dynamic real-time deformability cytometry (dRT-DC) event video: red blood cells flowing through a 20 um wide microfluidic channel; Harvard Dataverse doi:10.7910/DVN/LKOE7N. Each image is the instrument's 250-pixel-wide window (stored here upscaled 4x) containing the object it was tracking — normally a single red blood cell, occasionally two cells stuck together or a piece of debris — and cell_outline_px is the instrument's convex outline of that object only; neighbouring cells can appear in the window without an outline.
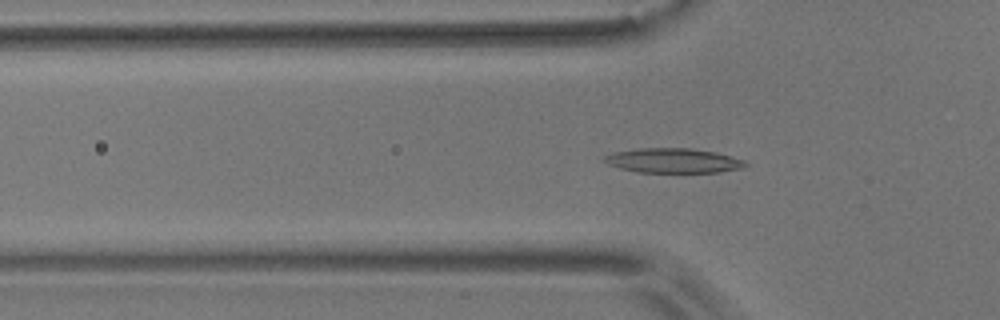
{"species": "common noctule bat (a hibernating species)", "species_latin": "Nyctalus noctula", "temperature_condition": "room temperature", "stored_images_in_passage": 56, "camera_frame_rate_fps": 3000, "um_per_image_px": 0.085, "animal": {"sex": "male", "body_mass_g": 17.9}, "frame": {"image": 1, "passage_image": 18, "time_ms": 5.667, "image_size_px": [1000, 320], "cell_outline_px": [[748, 164], [744, 168], [720, 172], [636, 172], [620, 168], [608, 164], [604, 160], [604, 156], [612, 152], [640, 148], [688, 148], [716, 152], [744, 160]], "centroid_in_image_um": [57.23, 13.65], "position_along_channel_um": 68.6, "area_um2": 20.23}}
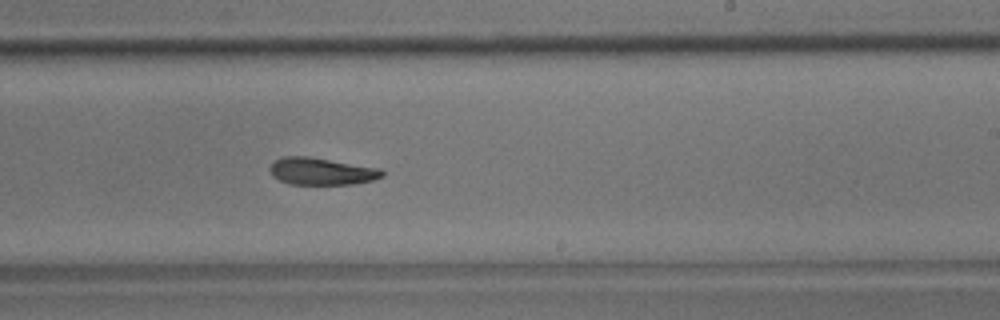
{"frame": {"image": 2, "passage_image": 34, "time_ms": 11.0, "image_size_px": [1000, 320], "cell_outline_px": [[384, 176], [372, 180], [352, 184], [288, 184], [272, 176], [268, 168], [272, 160], [284, 156], [308, 156], [380, 168], [384, 172]], "centroid_in_image_um": [27.28, 14.55], "position_along_channel_um": 261.7, "area_um2": 17.92}}
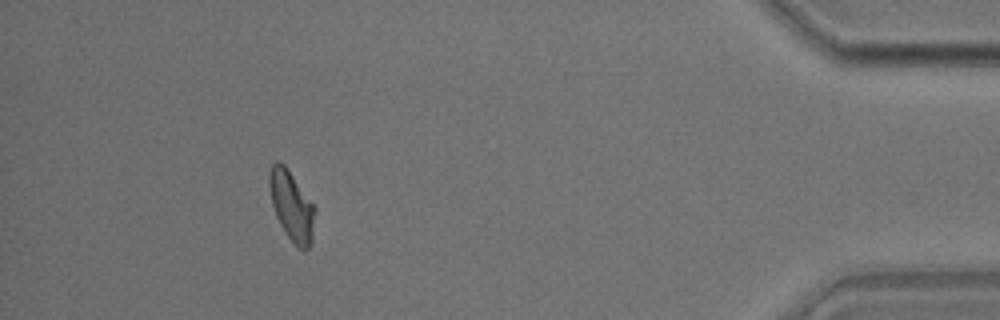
{"frame": {"image": 3, "passage_image": 51, "time_ms": 16.667, "image_size_px": [1000, 320], "cell_outline_px": [[316, 212], [312, 240], [308, 248], [304, 252], [296, 248], [292, 244], [280, 224], [276, 216], [272, 204], [268, 184], [268, 176], [272, 164], [276, 160], [280, 160], [284, 164], [316, 204]], "centroid_in_image_um": [24.82, 17.51], "position_along_channel_um": 410.4, "area_um2": 19.25}, "authors_computed_cell_mechanics": {"area_um2": 18.8139, "velocity_mm_per_s": 3.625, "shape_relaxation_time_tau1_ms": 6.8437, "shape_relaxation_time_tau2_ms": 10.7402, "deformation_change_tau1": 0.1647, "deformation_change_tau2": 0.1921}}